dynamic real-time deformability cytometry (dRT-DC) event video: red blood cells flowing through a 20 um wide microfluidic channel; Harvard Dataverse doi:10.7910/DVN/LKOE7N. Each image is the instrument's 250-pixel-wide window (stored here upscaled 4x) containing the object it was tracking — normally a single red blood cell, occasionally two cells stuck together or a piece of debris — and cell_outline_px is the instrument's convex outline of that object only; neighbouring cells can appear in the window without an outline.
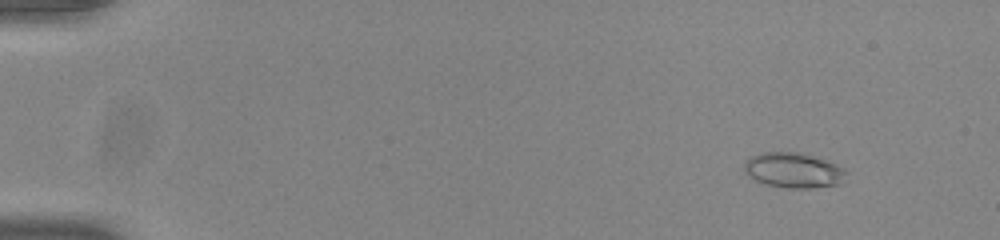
{"species": "common noctule bat (a hibernating species)", "species_latin": "Nyctalus noctula", "temperature_condition": "room temperature", "stored_images_in_passage": 53, "camera_frame_rate_fps": 3000, "um_per_image_px": 0.085, "animal": {"sex": "male", "body_mass_g": 20.0, "forearm_length_mm": 53.3}, "frame": {"image": 1, "passage_image": 5, "time_ms": 1.333, "image_size_px": [1000, 240], "cell_outline_px": [[848, 172], [840, 184], [812, 188], [788, 188], [764, 184], [756, 180], [744, 172], [744, 164], [752, 156], [760, 152], [800, 152], [824, 160], [844, 168]], "centroid_in_image_um": [67.44, 14.48], "position_along_channel_um": 17.6, "area_um2": 20.81}}
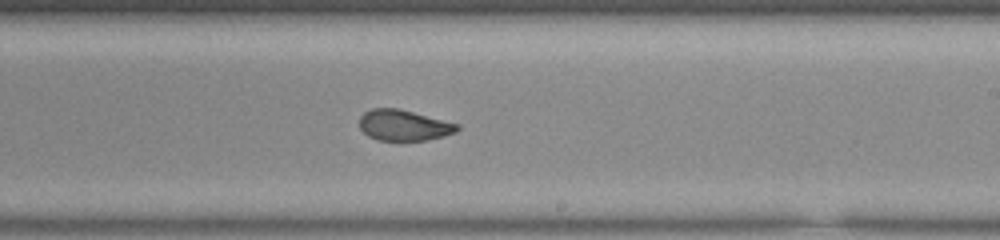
{"frame": {"image": 2, "passage_image": 33, "time_ms": 10.667, "image_size_px": [1000, 240], "cell_outline_px": [[460, 128], [456, 132], [444, 136], [428, 140], [376, 140], [368, 136], [360, 128], [360, 116], [364, 112], [372, 108], [396, 108], [460, 124]], "centroid_in_image_um": [34.32, 10.65], "position_along_channel_um": 254.7, "area_um2": 17.51}}
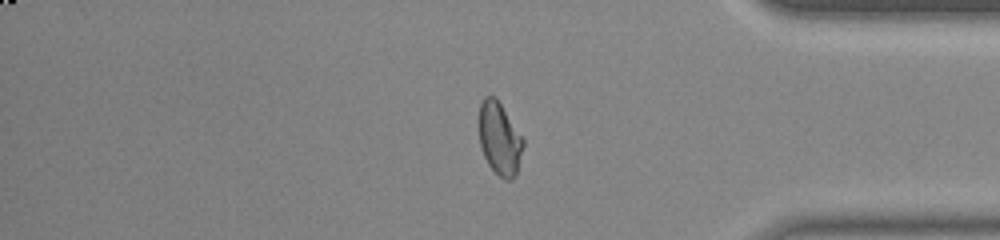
{"frame": {"image": 3, "passage_image": 45, "time_ms": 14.667, "image_size_px": [1000, 240], "cell_outline_px": [[524, 144], [516, 176], [512, 180], [504, 180], [488, 164], [484, 156], [480, 144], [480, 104], [484, 96], [496, 96], [524, 140]], "centroid_in_image_um": [42.48, 11.79], "position_along_channel_um": 392.7, "area_um2": 18.55}, "authors_computed_cell_mechanics": {"area_um2": 19.1896, "velocity_mm_per_s": 3.8955, "shape_relaxation_time_tau1_ms": null, "shape_relaxation_time_tau2_ms": 1.0692, "deformation_change_tau1": null, "deformation_change_tau2": 0.0632}}